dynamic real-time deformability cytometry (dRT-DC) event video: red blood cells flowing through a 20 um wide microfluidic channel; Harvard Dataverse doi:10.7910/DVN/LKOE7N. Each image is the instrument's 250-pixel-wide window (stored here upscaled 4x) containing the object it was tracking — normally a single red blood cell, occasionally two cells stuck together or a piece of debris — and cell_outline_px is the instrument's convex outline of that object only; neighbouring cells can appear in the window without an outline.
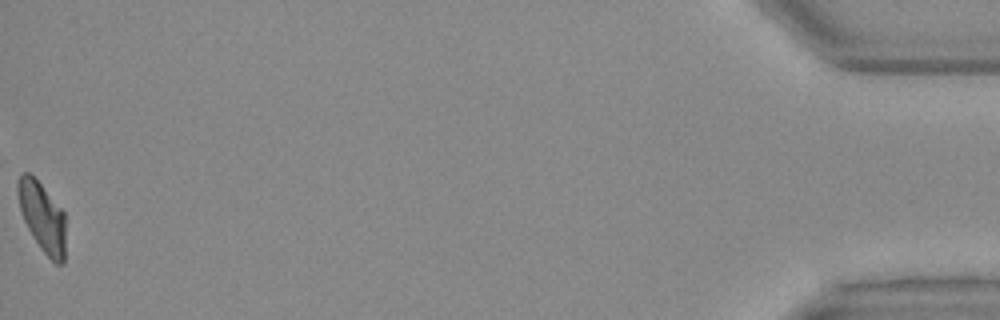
{"species": "Egyptian fruit bat (a non-hibernating species)", "species_latin": "Rousettus aegyptiacus", "temperature_condition": "warm", "stored_images_in_passage": 47, "camera_frame_rate_fps": 3000, "um_per_image_px": 0.085, "animal": {"sex": "female"}, "frame": {"image": 1, "passage_image": 47, "time_ms": 15.333, "image_size_px": [1000, 320], "cell_outline_px": [[64, 264], [56, 264], [40, 248], [28, 228], [24, 220], [20, 208], [16, 192], [16, 184], [20, 176], [24, 172], [28, 172], [40, 184], [64, 212]], "centroid_in_image_um": [3.57, 18.44], "position_along_channel_um": 431.6, "area_um2": 18.96}}